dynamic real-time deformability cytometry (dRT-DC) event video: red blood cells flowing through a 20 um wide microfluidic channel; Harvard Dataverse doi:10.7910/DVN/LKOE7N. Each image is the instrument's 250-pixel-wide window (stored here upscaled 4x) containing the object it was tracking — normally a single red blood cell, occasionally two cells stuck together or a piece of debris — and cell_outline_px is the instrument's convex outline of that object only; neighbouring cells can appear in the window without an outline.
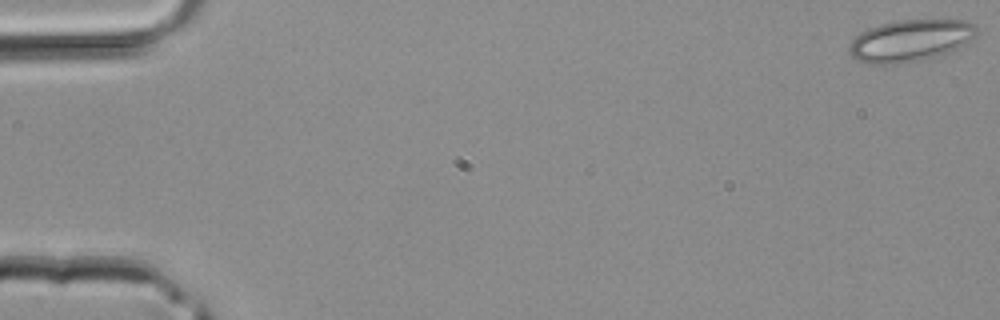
{"species": "common noctule bat (a hibernating species)", "species_latin": "Nyctalus noctula", "temperature_condition": "room temperature", "stored_images_in_passage": 40, "camera_frame_rate_fps": 3000, "um_per_image_px": 0.085, "animal": {"sex": "male", "body_mass_g": 20.4}, "frame": {"image": 1, "passage_image": 1, "time_ms": 0.0, "image_size_px": [1000, 320], "cell_outline_px": [[976, 36], [964, 44], [948, 52], [928, 60], [892, 64], [876, 64], [856, 60], [848, 52], [848, 48], [852, 40], [860, 32], [868, 28], [880, 24], [896, 20], [964, 20], [976, 24]], "centroid_in_image_um": [77.37, 3.45], "position_along_channel_um": 7.6, "area_um2": 31.21}}
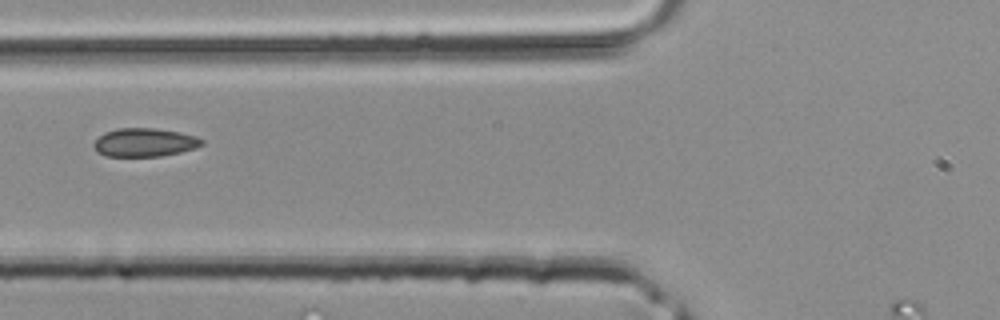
{"frame": {"image": 2, "passage_image": 17, "time_ms": 5.333, "image_size_px": [1000, 320], "cell_outline_px": [[204, 144], [196, 148], [180, 152], [160, 156], [108, 156], [96, 152], [92, 144], [104, 132], [116, 128], [156, 128], [180, 132], [196, 136], [204, 140]], "centroid_in_image_um": [12.29, 12.1], "position_along_channel_um": 113.5, "area_um2": 18.03}}
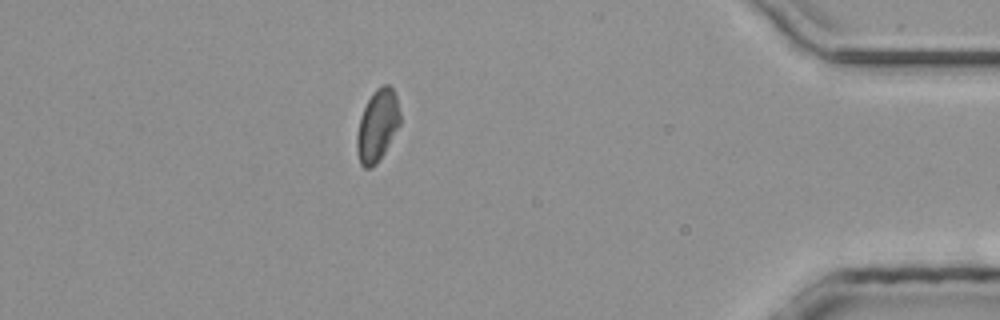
{"frame": {"image": 3, "passage_image": 37, "time_ms": 12.0, "image_size_px": [1000, 320], "cell_outline_px": [[400, 124], [384, 152], [376, 164], [372, 168], [364, 168], [360, 164], [356, 152], [356, 136], [360, 116], [372, 92], [380, 84], [388, 84], [392, 88], [396, 96], [400, 112]], "centroid_in_image_um": [32.06, 10.67], "position_along_channel_um": 403.1, "area_um2": 18.21}}